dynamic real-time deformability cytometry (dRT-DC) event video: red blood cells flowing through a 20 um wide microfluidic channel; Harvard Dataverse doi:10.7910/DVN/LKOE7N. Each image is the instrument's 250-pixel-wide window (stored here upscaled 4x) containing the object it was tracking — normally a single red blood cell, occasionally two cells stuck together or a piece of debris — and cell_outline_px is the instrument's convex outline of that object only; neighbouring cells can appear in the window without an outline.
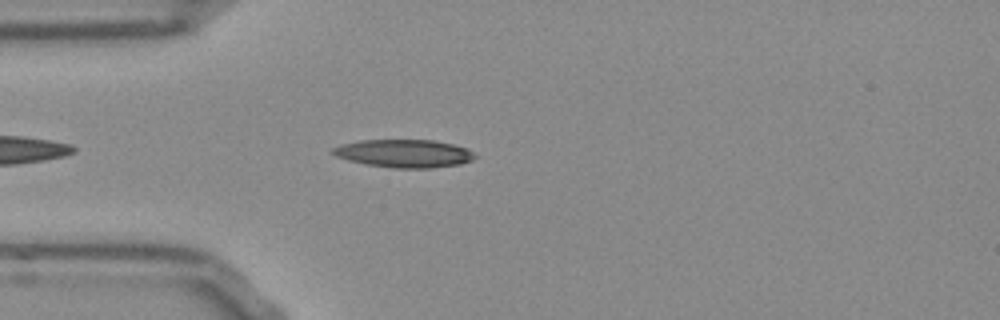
{"species": "Egyptian fruit bat (a non-hibernating species)", "species_latin": "Rousettus aegyptiacus", "temperature_condition": "room temperature", "stored_images_in_passage": 18, "camera_frame_rate_fps": 3000, "um_per_image_px": 0.085, "frame": {"image": 1, "passage_image": 4, "time_ms": 1.0, "image_size_px": [1000, 320], "cell_outline_px": [[476, 156], [472, 160], [460, 164], [432, 168], [392, 168], [364, 164], [348, 160], [336, 156], [332, 152], [332, 148], [340, 144], [360, 140], [436, 140], [468, 148]], "centroid_in_image_um": [34.34, 13.04], "position_along_channel_um": 50.7, "area_um2": 23.29}}
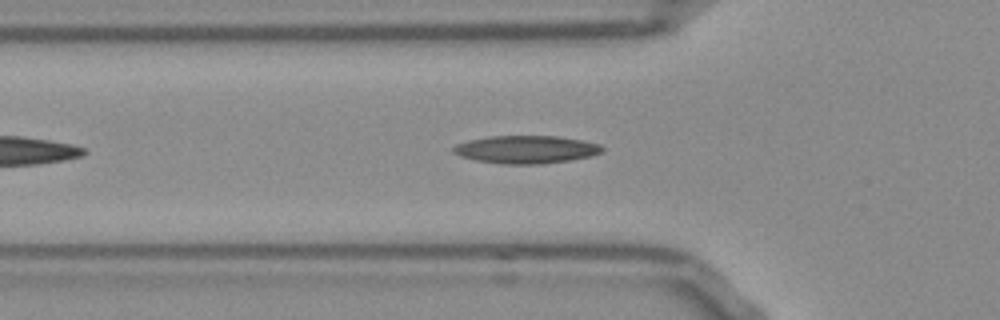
{"frame": {"image": 2, "passage_image": 7, "time_ms": 2.0, "image_size_px": [1000, 320], "cell_outline_px": [[604, 152], [592, 156], [568, 160], [540, 164], [500, 164], [476, 160], [460, 156], [452, 152], [452, 148], [456, 144], [468, 140], [488, 136], [560, 136], [600, 144], [604, 148]], "centroid_in_image_um": [44.71, 12.7], "position_along_channel_um": 81.1, "area_um2": 24.28}}
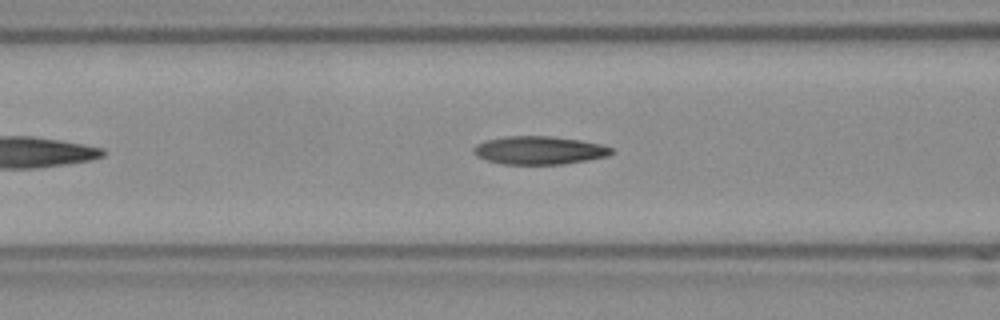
{"frame": {"image": 3, "passage_image": 10, "time_ms": 3.0, "image_size_px": [1000, 320], "cell_outline_px": [[612, 152], [608, 156], [588, 160], [564, 164], [500, 164], [476, 156], [472, 152], [472, 148], [476, 144], [488, 140], [508, 136], [552, 136], [580, 140], [600, 144], [612, 148]], "centroid_in_image_um": [45.82, 12.78], "position_along_channel_um": 120.8, "area_um2": 22.6}}